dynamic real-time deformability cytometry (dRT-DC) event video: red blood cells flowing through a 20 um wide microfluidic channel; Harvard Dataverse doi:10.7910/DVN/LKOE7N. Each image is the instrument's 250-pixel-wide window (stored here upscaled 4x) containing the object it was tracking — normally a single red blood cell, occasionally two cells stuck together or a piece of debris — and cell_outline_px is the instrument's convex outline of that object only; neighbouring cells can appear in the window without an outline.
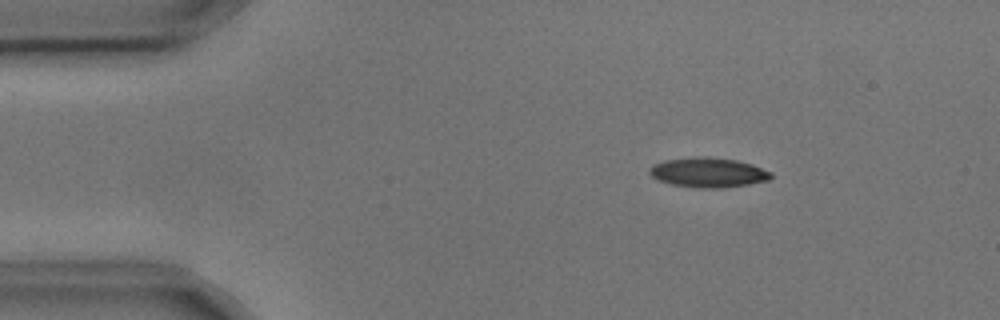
{"species": "common noctule bat (a hibernating species)", "species_latin": "Nyctalus noctula", "temperature_condition": "cold", "stored_images_in_passage": 4, "camera_frame_rate_fps": 3000, "um_per_image_px": 0.085, "animal": {"sex": "male", "body_mass_g": 17.9, "forearm_length_mm": 54.2}, "frame": {"image": 1, "passage_image": 2, "time_ms": 0.333, "image_size_px": [1000, 320], "cell_outline_px": [[772, 176], [768, 180], [748, 184], [724, 188], [700, 188], [672, 184], [660, 180], [652, 176], [648, 172], [648, 168], [652, 164], [664, 160], [696, 156], [704, 156], [736, 160], [752, 164], [772, 172]], "centroid_in_image_um": [60.18, 14.65], "position_along_channel_um": 24.8, "area_um2": 21.1}}